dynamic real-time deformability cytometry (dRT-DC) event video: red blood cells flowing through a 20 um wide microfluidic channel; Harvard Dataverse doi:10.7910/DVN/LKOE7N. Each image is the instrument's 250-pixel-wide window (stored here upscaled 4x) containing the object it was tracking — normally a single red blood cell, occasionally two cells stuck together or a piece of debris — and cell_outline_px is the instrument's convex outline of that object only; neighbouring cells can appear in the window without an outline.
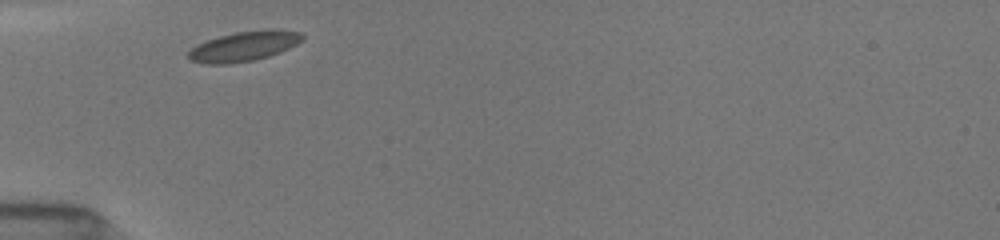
{"species": "common noctule bat (a hibernating species)", "species_latin": "Nyctalus noctula", "temperature_condition": "room temperature", "stored_images_in_passage": 22, "camera_frame_rate_fps": 3000, "um_per_image_px": 0.085, "animal": {"sex": "female", "body_mass_g": 19.5, "forearm_length_mm": 54.1}, "frame": {"image": 1, "passage_image": 1, "time_ms": 0.0, "image_size_px": [1000, 240], "cell_outline_px": [[304, 40], [280, 52], [268, 56], [252, 60], [224, 64], [208, 64], [192, 60], [188, 56], [188, 52], [192, 48], [208, 40], [220, 36], [236, 32], [272, 28], [300, 32], [304, 36]], "centroid_in_image_um": [20.8, 3.91], "position_along_channel_um": 64.2, "area_um2": 19.54}}
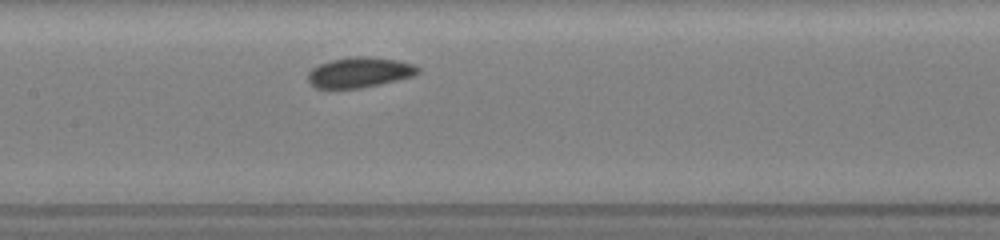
{"frame": {"image": 2, "passage_image": 8, "time_ms": 3.0, "image_size_px": [1000, 240], "cell_outline_px": [[420, 72], [412, 76], [380, 84], [360, 88], [316, 88], [308, 80], [308, 72], [312, 68], [320, 64], [332, 60], [348, 56], [368, 56], [396, 60], [412, 64], [420, 68]], "centroid_in_image_um": [30.55, 6.14], "position_along_channel_um": 176.8, "area_um2": 19.31}}
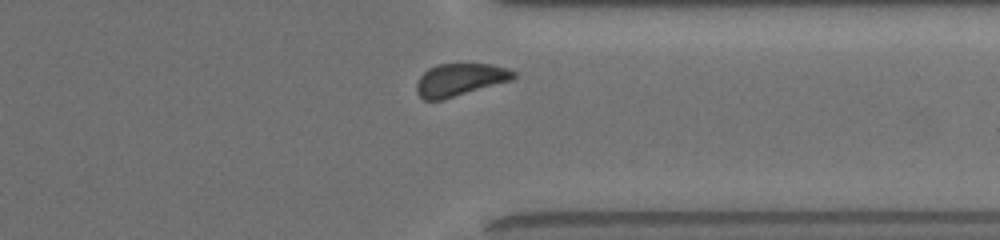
{"frame": {"image": 3, "passage_image": 20, "time_ms": 8.0, "image_size_px": [1000, 240], "cell_outline_px": [[516, 76], [512, 80], [444, 100], [424, 100], [416, 92], [416, 84], [420, 76], [428, 68], [436, 64], [492, 64], [508, 68], [516, 72]], "centroid_in_image_um": [39.1, 6.78], "position_along_channel_um": 372.3, "area_um2": 18.61}, "authors_computed_cell_mechanics": {"area_um2": 19.0162, "velocity_mm_per_s": 3.9108, "shape_relaxation_time_tau1_ms": 1.1754, "shape_relaxation_time_tau2_ms": null, "deformation_change_tau1": 0.0381, "deformation_change_tau2": null}}